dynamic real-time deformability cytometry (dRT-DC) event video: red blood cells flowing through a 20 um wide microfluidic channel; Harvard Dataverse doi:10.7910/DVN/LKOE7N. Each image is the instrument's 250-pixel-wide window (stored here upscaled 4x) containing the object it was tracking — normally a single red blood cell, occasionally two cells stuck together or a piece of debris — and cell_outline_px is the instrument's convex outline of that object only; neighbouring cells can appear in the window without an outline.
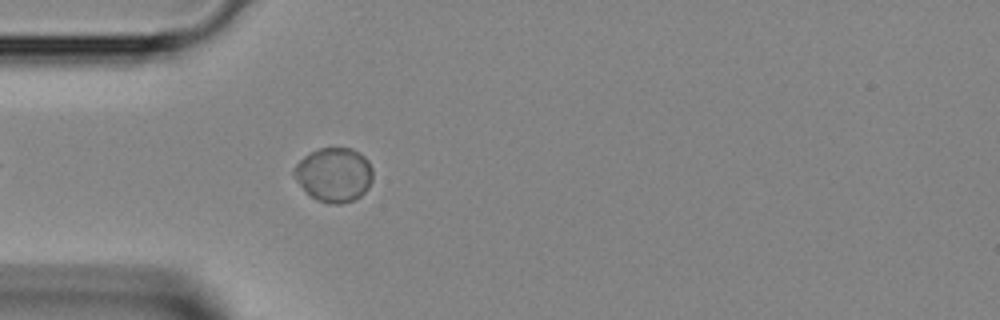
{"species": "Egyptian fruit bat (a non-hibernating species)", "species_latin": "Rousettus aegyptiacus", "temperature_condition": "room temperature", "stored_images_in_passage": 25, "camera_frame_rate_fps": 3000, "um_per_image_px": 0.085, "animal": {"sex": "female"}, "frame": {"image": 1, "passage_image": 6, "time_ms": 1.667, "image_size_px": [1000, 320], "cell_outline_px": [[372, 180], [368, 188], [360, 196], [352, 200], [340, 204], [332, 204], [316, 200], [300, 184], [292, 172], [296, 164], [304, 156], [320, 148], [352, 148], [360, 152], [368, 160], [372, 168]], "centroid_in_image_um": [28.41, 14.84], "position_along_channel_um": 56.6, "area_um2": 24.68}}
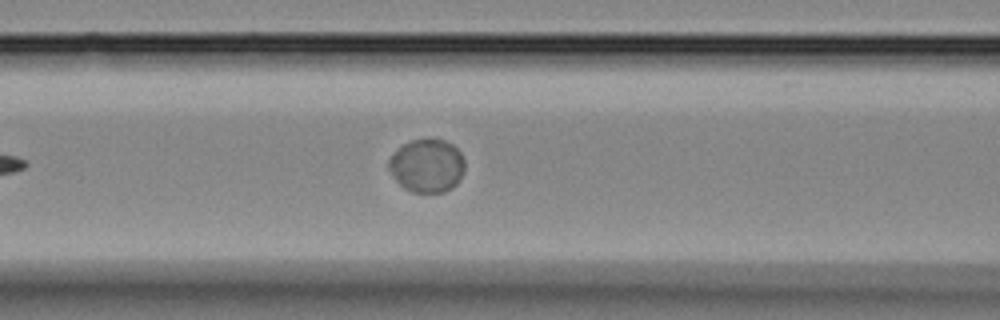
{"frame": {"image": 2, "passage_image": 11, "time_ms": 3.333, "image_size_px": [1000, 320], "cell_outline_px": [[464, 168], [456, 184], [452, 188], [444, 192], [412, 192], [404, 188], [396, 180], [388, 168], [388, 160], [404, 144], [412, 140], [444, 140], [452, 144], [460, 152], [464, 160]], "centroid_in_image_um": [36.3, 14.1], "position_along_channel_um": 130.3, "area_um2": 23.18}}
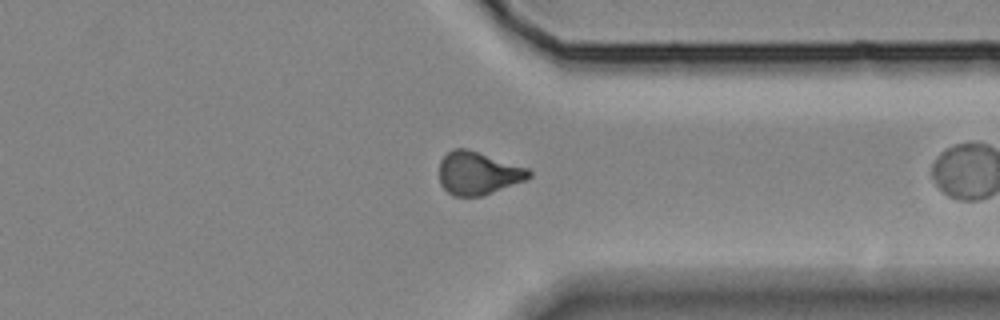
{"frame": {"image": 3, "passage_image": 24, "time_ms": 7.667, "image_size_px": [1000, 320], "cell_outline_px": [[532, 176], [528, 180], [480, 196], [452, 196], [440, 184], [440, 160], [452, 148], [468, 148], [528, 168], [532, 172]], "centroid_in_image_um": [40.65, 14.71], "position_along_channel_um": 370.7, "area_um2": 22.6}}